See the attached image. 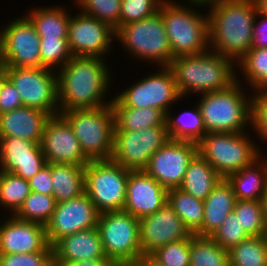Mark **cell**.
<instances>
[{"instance_id":"db71d44e","label":"cell","mask_w":267,"mask_h":266,"mask_svg":"<svg viewBox=\"0 0 267 266\" xmlns=\"http://www.w3.org/2000/svg\"><path fill=\"white\" fill-rule=\"evenodd\" d=\"M258 9L264 15H267V0H256Z\"/></svg>"},{"instance_id":"4fadbf2b","label":"cell","mask_w":267,"mask_h":266,"mask_svg":"<svg viewBox=\"0 0 267 266\" xmlns=\"http://www.w3.org/2000/svg\"><path fill=\"white\" fill-rule=\"evenodd\" d=\"M6 76L19 91L23 106L59 114L57 97V72L39 67H6Z\"/></svg>"},{"instance_id":"3957f363","label":"cell","mask_w":267,"mask_h":266,"mask_svg":"<svg viewBox=\"0 0 267 266\" xmlns=\"http://www.w3.org/2000/svg\"><path fill=\"white\" fill-rule=\"evenodd\" d=\"M168 67L184 99L224 90L236 81V64L210 49L176 57Z\"/></svg>"},{"instance_id":"9a60e30c","label":"cell","mask_w":267,"mask_h":266,"mask_svg":"<svg viewBox=\"0 0 267 266\" xmlns=\"http://www.w3.org/2000/svg\"><path fill=\"white\" fill-rule=\"evenodd\" d=\"M67 40L72 56L103 59H107L116 42L110 25L79 11L71 13Z\"/></svg>"},{"instance_id":"7c38bea8","label":"cell","mask_w":267,"mask_h":266,"mask_svg":"<svg viewBox=\"0 0 267 266\" xmlns=\"http://www.w3.org/2000/svg\"><path fill=\"white\" fill-rule=\"evenodd\" d=\"M15 17L0 26L1 63L5 67H43L39 48L41 38L34 24L25 14Z\"/></svg>"},{"instance_id":"f35d334b","label":"cell","mask_w":267,"mask_h":266,"mask_svg":"<svg viewBox=\"0 0 267 266\" xmlns=\"http://www.w3.org/2000/svg\"><path fill=\"white\" fill-rule=\"evenodd\" d=\"M79 12L110 25L115 31L120 27L121 0H73Z\"/></svg>"},{"instance_id":"4316f807","label":"cell","mask_w":267,"mask_h":266,"mask_svg":"<svg viewBox=\"0 0 267 266\" xmlns=\"http://www.w3.org/2000/svg\"><path fill=\"white\" fill-rule=\"evenodd\" d=\"M236 200H260L267 186V155L263 154L251 166L230 174Z\"/></svg>"},{"instance_id":"484cf974","label":"cell","mask_w":267,"mask_h":266,"mask_svg":"<svg viewBox=\"0 0 267 266\" xmlns=\"http://www.w3.org/2000/svg\"><path fill=\"white\" fill-rule=\"evenodd\" d=\"M37 6V7H36ZM24 13L34 24L37 34L40 38L47 39H67L68 24L70 21L71 11L74 8H67L53 4L36 5ZM70 9V11L68 10Z\"/></svg>"},{"instance_id":"8fae6325","label":"cell","mask_w":267,"mask_h":266,"mask_svg":"<svg viewBox=\"0 0 267 266\" xmlns=\"http://www.w3.org/2000/svg\"><path fill=\"white\" fill-rule=\"evenodd\" d=\"M130 170L109 160H91L85 166V193L99 213L124 209Z\"/></svg>"},{"instance_id":"5bb4252c","label":"cell","mask_w":267,"mask_h":266,"mask_svg":"<svg viewBox=\"0 0 267 266\" xmlns=\"http://www.w3.org/2000/svg\"><path fill=\"white\" fill-rule=\"evenodd\" d=\"M170 140L166 126L140 131L119 130L114 127L111 159L130 171L144 170L152 155Z\"/></svg>"},{"instance_id":"cb8c5ba5","label":"cell","mask_w":267,"mask_h":266,"mask_svg":"<svg viewBox=\"0 0 267 266\" xmlns=\"http://www.w3.org/2000/svg\"><path fill=\"white\" fill-rule=\"evenodd\" d=\"M54 262L107 258L98 227L86 229L60 239L53 246Z\"/></svg>"},{"instance_id":"30bf717a","label":"cell","mask_w":267,"mask_h":266,"mask_svg":"<svg viewBox=\"0 0 267 266\" xmlns=\"http://www.w3.org/2000/svg\"><path fill=\"white\" fill-rule=\"evenodd\" d=\"M97 227L105 256L124 266L142 255L139 219L119 210L99 214Z\"/></svg>"},{"instance_id":"d4e9b609","label":"cell","mask_w":267,"mask_h":266,"mask_svg":"<svg viewBox=\"0 0 267 266\" xmlns=\"http://www.w3.org/2000/svg\"><path fill=\"white\" fill-rule=\"evenodd\" d=\"M235 203L231 184L222 178L204 200L202 236H211L233 212Z\"/></svg>"},{"instance_id":"d590c367","label":"cell","mask_w":267,"mask_h":266,"mask_svg":"<svg viewBox=\"0 0 267 266\" xmlns=\"http://www.w3.org/2000/svg\"><path fill=\"white\" fill-rule=\"evenodd\" d=\"M29 181L13 173L0 171V208L13 215L30 194ZM8 210V211H7ZM6 211V212H5Z\"/></svg>"},{"instance_id":"9c48e42d","label":"cell","mask_w":267,"mask_h":266,"mask_svg":"<svg viewBox=\"0 0 267 266\" xmlns=\"http://www.w3.org/2000/svg\"><path fill=\"white\" fill-rule=\"evenodd\" d=\"M150 72L113 94L112 107H153L166 114L178 102H183L184 98L168 66H156V70Z\"/></svg>"},{"instance_id":"bcb514c9","label":"cell","mask_w":267,"mask_h":266,"mask_svg":"<svg viewBox=\"0 0 267 266\" xmlns=\"http://www.w3.org/2000/svg\"><path fill=\"white\" fill-rule=\"evenodd\" d=\"M19 91L6 78L0 88V114L22 107Z\"/></svg>"},{"instance_id":"e0dca14e","label":"cell","mask_w":267,"mask_h":266,"mask_svg":"<svg viewBox=\"0 0 267 266\" xmlns=\"http://www.w3.org/2000/svg\"><path fill=\"white\" fill-rule=\"evenodd\" d=\"M99 212L90 197L81 196L56 204L46 224V237L52 247L62 238L97 226Z\"/></svg>"},{"instance_id":"f907efd6","label":"cell","mask_w":267,"mask_h":266,"mask_svg":"<svg viewBox=\"0 0 267 266\" xmlns=\"http://www.w3.org/2000/svg\"><path fill=\"white\" fill-rule=\"evenodd\" d=\"M224 1L227 0H183V2L192 6H196L203 9L208 8L207 10H209L211 7L219 5L220 3H223Z\"/></svg>"},{"instance_id":"83f0119b","label":"cell","mask_w":267,"mask_h":266,"mask_svg":"<svg viewBox=\"0 0 267 266\" xmlns=\"http://www.w3.org/2000/svg\"><path fill=\"white\" fill-rule=\"evenodd\" d=\"M53 193L57 203L77 198L85 193V166L51 163Z\"/></svg>"},{"instance_id":"44dd1931","label":"cell","mask_w":267,"mask_h":266,"mask_svg":"<svg viewBox=\"0 0 267 266\" xmlns=\"http://www.w3.org/2000/svg\"><path fill=\"white\" fill-rule=\"evenodd\" d=\"M46 164L39 143L17 137H0V171L29 180Z\"/></svg>"},{"instance_id":"2e32d148","label":"cell","mask_w":267,"mask_h":266,"mask_svg":"<svg viewBox=\"0 0 267 266\" xmlns=\"http://www.w3.org/2000/svg\"><path fill=\"white\" fill-rule=\"evenodd\" d=\"M197 153L196 142L170 139L152 155L144 171L167 190L179 188Z\"/></svg>"},{"instance_id":"60d3db41","label":"cell","mask_w":267,"mask_h":266,"mask_svg":"<svg viewBox=\"0 0 267 266\" xmlns=\"http://www.w3.org/2000/svg\"><path fill=\"white\" fill-rule=\"evenodd\" d=\"M150 256L160 266H190V237L158 247Z\"/></svg>"},{"instance_id":"816d5d0a","label":"cell","mask_w":267,"mask_h":266,"mask_svg":"<svg viewBox=\"0 0 267 266\" xmlns=\"http://www.w3.org/2000/svg\"><path fill=\"white\" fill-rule=\"evenodd\" d=\"M124 266H160L150 255H141Z\"/></svg>"},{"instance_id":"7bdbcfd3","label":"cell","mask_w":267,"mask_h":266,"mask_svg":"<svg viewBox=\"0 0 267 266\" xmlns=\"http://www.w3.org/2000/svg\"><path fill=\"white\" fill-rule=\"evenodd\" d=\"M210 237L228 251L232 247L243 242L249 236L242 229L238 218L232 212L228 214L222 225Z\"/></svg>"},{"instance_id":"4dcf8cb0","label":"cell","mask_w":267,"mask_h":266,"mask_svg":"<svg viewBox=\"0 0 267 266\" xmlns=\"http://www.w3.org/2000/svg\"><path fill=\"white\" fill-rule=\"evenodd\" d=\"M194 105L187 111H180L177 116L173 108L166 113V127L170 139L197 143L206 134L200 108L195 102Z\"/></svg>"},{"instance_id":"5b68a950","label":"cell","mask_w":267,"mask_h":266,"mask_svg":"<svg viewBox=\"0 0 267 266\" xmlns=\"http://www.w3.org/2000/svg\"><path fill=\"white\" fill-rule=\"evenodd\" d=\"M176 1L163 0L158 10L163 19L172 58L207 51L208 12L203 8L184 4L182 0Z\"/></svg>"},{"instance_id":"681fc988","label":"cell","mask_w":267,"mask_h":266,"mask_svg":"<svg viewBox=\"0 0 267 266\" xmlns=\"http://www.w3.org/2000/svg\"><path fill=\"white\" fill-rule=\"evenodd\" d=\"M54 266H117L108 258H94L82 261L54 262Z\"/></svg>"},{"instance_id":"f6af8a7d","label":"cell","mask_w":267,"mask_h":266,"mask_svg":"<svg viewBox=\"0 0 267 266\" xmlns=\"http://www.w3.org/2000/svg\"><path fill=\"white\" fill-rule=\"evenodd\" d=\"M0 266H54L53 247L28 254H0Z\"/></svg>"},{"instance_id":"1f68e13d","label":"cell","mask_w":267,"mask_h":266,"mask_svg":"<svg viewBox=\"0 0 267 266\" xmlns=\"http://www.w3.org/2000/svg\"><path fill=\"white\" fill-rule=\"evenodd\" d=\"M115 126L119 130L140 131L155 126H166V114L153 107H112Z\"/></svg>"},{"instance_id":"8992f818","label":"cell","mask_w":267,"mask_h":266,"mask_svg":"<svg viewBox=\"0 0 267 266\" xmlns=\"http://www.w3.org/2000/svg\"><path fill=\"white\" fill-rule=\"evenodd\" d=\"M115 41L126 52L128 60L144 62L147 66H169L172 51L161 13L136 22L121 25L115 31Z\"/></svg>"},{"instance_id":"52a82bcc","label":"cell","mask_w":267,"mask_h":266,"mask_svg":"<svg viewBox=\"0 0 267 266\" xmlns=\"http://www.w3.org/2000/svg\"><path fill=\"white\" fill-rule=\"evenodd\" d=\"M252 133L253 130L242 133H206L197 142L198 153L226 179L230 174L251 166L263 155Z\"/></svg>"},{"instance_id":"b9f144b4","label":"cell","mask_w":267,"mask_h":266,"mask_svg":"<svg viewBox=\"0 0 267 266\" xmlns=\"http://www.w3.org/2000/svg\"><path fill=\"white\" fill-rule=\"evenodd\" d=\"M251 128L255 133L254 136L256 140H258V138L261 140L257 141L259 149L263 154H267L264 150L265 147H263L264 144L267 145V90H261L253 93Z\"/></svg>"},{"instance_id":"7dc6e473","label":"cell","mask_w":267,"mask_h":266,"mask_svg":"<svg viewBox=\"0 0 267 266\" xmlns=\"http://www.w3.org/2000/svg\"><path fill=\"white\" fill-rule=\"evenodd\" d=\"M51 179V163H47L35 176L28 180L30 190L37 193L52 195L53 185Z\"/></svg>"},{"instance_id":"603a6c76","label":"cell","mask_w":267,"mask_h":266,"mask_svg":"<svg viewBox=\"0 0 267 266\" xmlns=\"http://www.w3.org/2000/svg\"><path fill=\"white\" fill-rule=\"evenodd\" d=\"M49 115L41 110L22 106L0 114V137H17L41 143Z\"/></svg>"},{"instance_id":"d6a6232c","label":"cell","mask_w":267,"mask_h":266,"mask_svg":"<svg viewBox=\"0 0 267 266\" xmlns=\"http://www.w3.org/2000/svg\"><path fill=\"white\" fill-rule=\"evenodd\" d=\"M168 203L191 234L202 236L204 201L174 188L168 190Z\"/></svg>"},{"instance_id":"11a10c76","label":"cell","mask_w":267,"mask_h":266,"mask_svg":"<svg viewBox=\"0 0 267 266\" xmlns=\"http://www.w3.org/2000/svg\"><path fill=\"white\" fill-rule=\"evenodd\" d=\"M7 78L6 76V67L1 63L0 64V88L3 84V81Z\"/></svg>"},{"instance_id":"e575fe53","label":"cell","mask_w":267,"mask_h":266,"mask_svg":"<svg viewBox=\"0 0 267 266\" xmlns=\"http://www.w3.org/2000/svg\"><path fill=\"white\" fill-rule=\"evenodd\" d=\"M228 252L229 266H267V236H249Z\"/></svg>"},{"instance_id":"74e56055","label":"cell","mask_w":267,"mask_h":266,"mask_svg":"<svg viewBox=\"0 0 267 266\" xmlns=\"http://www.w3.org/2000/svg\"><path fill=\"white\" fill-rule=\"evenodd\" d=\"M233 213L248 236H267L260 200H236Z\"/></svg>"},{"instance_id":"ac0fdd59","label":"cell","mask_w":267,"mask_h":266,"mask_svg":"<svg viewBox=\"0 0 267 266\" xmlns=\"http://www.w3.org/2000/svg\"><path fill=\"white\" fill-rule=\"evenodd\" d=\"M40 145L47 163L86 166L90 162L84 155L71 125L60 113L50 116L47 120Z\"/></svg>"},{"instance_id":"ba28073f","label":"cell","mask_w":267,"mask_h":266,"mask_svg":"<svg viewBox=\"0 0 267 266\" xmlns=\"http://www.w3.org/2000/svg\"><path fill=\"white\" fill-rule=\"evenodd\" d=\"M60 114L69 122L84 155L91 160L112 157L115 116L112 105L72 109Z\"/></svg>"},{"instance_id":"277c9868","label":"cell","mask_w":267,"mask_h":266,"mask_svg":"<svg viewBox=\"0 0 267 266\" xmlns=\"http://www.w3.org/2000/svg\"><path fill=\"white\" fill-rule=\"evenodd\" d=\"M237 80L228 88L198 95L206 133H242L252 128L253 93ZM249 129V130H248Z\"/></svg>"},{"instance_id":"f1b7e54d","label":"cell","mask_w":267,"mask_h":266,"mask_svg":"<svg viewBox=\"0 0 267 266\" xmlns=\"http://www.w3.org/2000/svg\"><path fill=\"white\" fill-rule=\"evenodd\" d=\"M221 179L210 163L197 153L190 161L179 188L204 201Z\"/></svg>"},{"instance_id":"d6986e66","label":"cell","mask_w":267,"mask_h":266,"mask_svg":"<svg viewBox=\"0 0 267 266\" xmlns=\"http://www.w3.org/2000/svg\"><path fill=\"white\" fill-rule=\"evenodd\" d=\"M139 231L142 255H150L158 247L193 235L168 202L155 213L139 219Z\"/></svg>"},{"instance_id":"ab89813d","label":"cell","mask_w":267,"mask_h":266,"mask_svg":"<svg viewBox=\"0 0 267 266\" xmlns=\"http://www.w3.org/2000/svg\"><path fill=\"white\" fill-rule=\"evenodd\" d=\"M41 65L52 70H59L72 57L67 39H40Z\"/></svg>"},{"instance_id":"f546056e","label":"cell","mask_w":267,"mask_h":266,"mask_svg":"<svg viewBox=\"0 0 267 266\" xmlns=\"http://www.w3.org/2000/svg\"><path fill=\"white\" fill-rule=\"evenodd\" d=\"M236 80L252 93L267 90V48L252 47L236 63Z\"/></svg>"},{"instance_id":"ffe728a7","label":"cell","mask_w":267,"mask_h":266,"mask_svg":"<svg viewBox=\"0 0 267 266\" xmlns=\"http://www.w3.org/2000/svg\"><path fill=\"white\" fill-rule=\"evenodd\" d=\"M1 218L0 254L41 252L49 245L46 237V225L22 221L13 215L7 216V213Z\"/></svg>"},{"instance_id":"8d00e7d4","label":"cell","mask_w":267,"mask_h":266,"mask_svg":"<svg viewBox=\"0 0 267 266\" xmlns=\"http://www.w3.org/2000/svg\"><path fill=\"white\" fill-rule=\"evenodd\" d=\"M56 204L53 195L31 191L13 216L22 221L46 225L52 217Z\"/></svg>"},{"instance_id":"836d02e7","label":"cell","mask_w":267,"mask_h":266,"mask_svg":"<svg viewBox=\"0 0 267 266\" xmlns=\"http://www.w3.org/2000/svg\"><path fill=\"white\" fill-rule=\"evenodd\" d=\"M190 266H229V252L210 236L192 235Z\"/></svg>"},{"instance_id":"ee69618b","label":"cell","mask_w":267,"mask_h":266,"mask_svg":"<svg viewBox=\"0 0 267 266\" xmlns=\"http://www.w3.org/2000/svg\"><path fill=\"white\" fill-rule=\"evenodd\" d=\"M163 0H121L120 26L143 20L158 12Z\"/></svg>"},{"instance_id":"f5cc1de1","label":"cell","mask_w":267,"mask_h":266,"mask_svg":"<svg viewBox=\"0 0 267 266\" xmlns=\"http://www.w3.org/2000/svg\"><path fill=\"white\" fill-rule=\"evenodd\" d=\"M260 203H261L264 219H265V222L267 225V186H266V189H265L263 195L260 198Z\"/></svg>"},{"instance_id":"7a4b0ae2","label":"cell","mask_w":267,"mask_h":266,"mask_svg":"<svg viewBox=\"0 0 267 266\" xmlns=\"http://www.w3.org/2000/svg\"><path fill=\"white\" fill-rule=\"evenodd\" d=\"M256 0H227L208 12L209 49L235 64L252 48Z\"/></svg>"},{"instance_id":"7402d4cb","label":"cell","mask_w":267,"mask_h":266,"mask_svg":"<svg viewBox=\"0 0 267 266\" xmlns=\"http://www.w3.org/2000/svg\"><path fill=\"white\" fill-rule=\"evenodd\" d=\"M168 202V190L144 170L130 171L124 211L137 219L151 215Z\"/></svg>"},{"instance_id":"6da1fadb","label":"cell","mask_w":267,"mask_h":266,"mask_svg":"<svg viewBox=\"0 0 267 266\" xmlns=\"http://www.w3.org/2000/svg\"><path fill=\"white\" fill-rule=\"evenodd\" d=\"M107 62L99 57L72 56L56 71L59 113L111 104L109 90L113 89L115 74Z\"/></svg>"},{"instance_id":"c3c4849f","label":"cell","mask_w":267,"mask_h":266,"mask_svg":"<svg viewBox=\"0 0 267 266\" xmlns=\"http://www.w3.org/2000/svg\"><path fill=\"white\" fill-rule=\"evenodd\" d=\"M252 47L267 48V15L259 10L254 20Z\"/></svg>"}]
</instances>
